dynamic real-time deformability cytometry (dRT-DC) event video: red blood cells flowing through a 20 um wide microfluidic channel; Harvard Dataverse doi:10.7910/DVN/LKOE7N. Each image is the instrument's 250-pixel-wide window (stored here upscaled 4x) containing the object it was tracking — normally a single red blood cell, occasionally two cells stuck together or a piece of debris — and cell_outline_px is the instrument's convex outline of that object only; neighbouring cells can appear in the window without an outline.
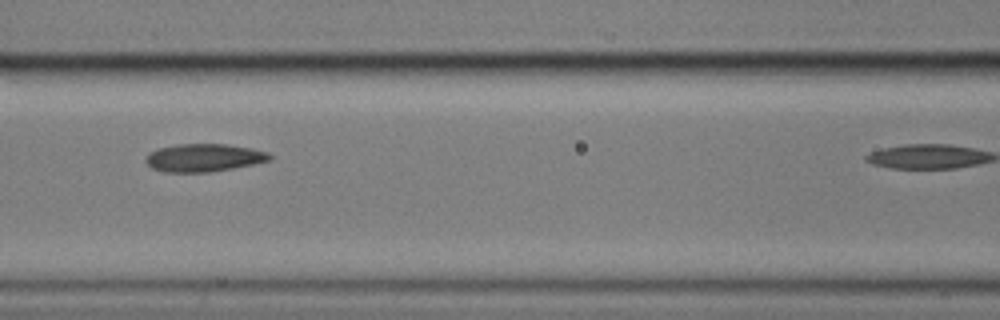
{"species": "common noctule bat (a hibernating species)", "species_latin": "Nyctalus noctula", "temperature_condition": "cold", "stored_images_in_passage": 9, "camera_frame_rate_fps": 3000, "um_per_image_px": 0.085, "animal": {"sex": "male", "body_mass_g": 17.9}, "frame": {"image": 1, "passage_image": 7, "time_ms": 2.0, "image_size_px": [1000, 320], "cell_outline_px": [[272, 160], [232, 168], [208, 172], [164, 172], [152, 168], [144, 160], [148, 152], [160, 148], [176, 144], [224, 144], [252, 148], [268, 152], [272, 156]], "centroid_in_image_um": [17.31, 13.4], "position_along_channel_um": 149.3, "area_um2": 20.11}}
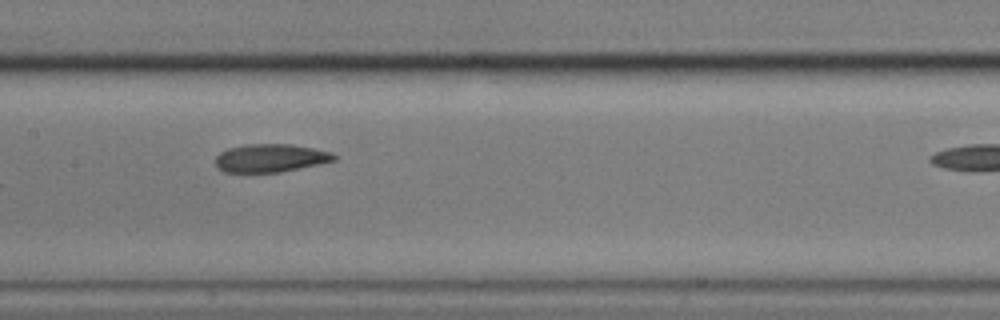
{"frame": {"image": 2, "passage_image": 8, "time_ms": 2.333, "image_size_px": [1000, 320], "cell_outline_px": [[336, 160], [320, 164], [280, 172], [224, 172], [216, 168], [216, 156], [220, 152], [228, 148], [248, 144], [288, 144], [312, 148], [332, 152], [336, 156]], "centroid_in_image_um": [22.98, 13.44], "position_along_channel_um": 184.4, "area_um2": 19.42}}